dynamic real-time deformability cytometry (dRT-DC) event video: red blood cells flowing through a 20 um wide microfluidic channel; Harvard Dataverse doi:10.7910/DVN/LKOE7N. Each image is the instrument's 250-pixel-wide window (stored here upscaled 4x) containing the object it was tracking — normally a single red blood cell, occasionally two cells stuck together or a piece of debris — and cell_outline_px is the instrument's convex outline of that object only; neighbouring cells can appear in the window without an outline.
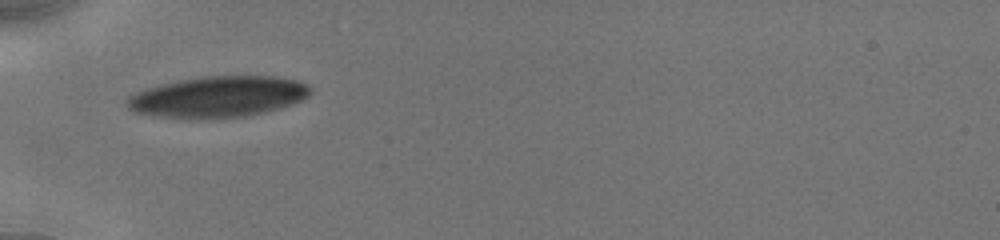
{"species": "human", "species_latin": "Homo sapiens", "temperature_condition": "cold", "stored_images_in_passage": 15, "camera_frame_rate_fps": 3000, "um_per_image_px": 0.085, "donor": {"sex": "male"}, "frame": {"image": 1, "passage_image": 1, "time_ms": 0.0, "image_size_px": [1000, 240], "cell_outline_px": [[312, 92], [308, 96], [292, 104], [280, 108], [264, 112], [244, 116], [188, 120], [132, 112], [128, 108], [128, 96], [136, 92], [160, 84], [180, 80], [204, 76], [276, 76], [296, 80], [308, 84], [312, 88]], "centroid_in_image_um": [18.54, 8.23], "position_along_channel_um": 66.5, "area_um2": 44.04}}
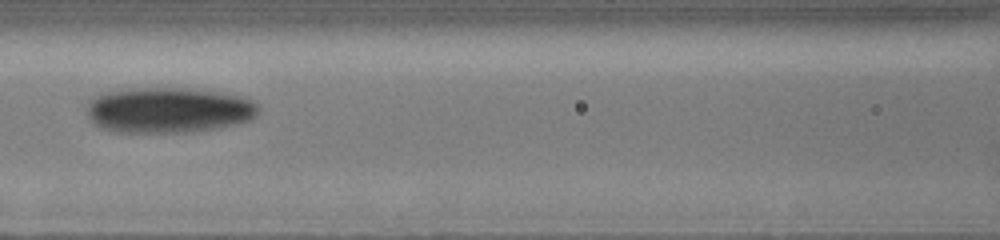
{"frame": {"image": 2, "passage_image": 11, "time_ms": 2.333, "image_size_px": [1000, 240], "cell_outline_px": [[260, 108], [256, 116], [248, 120], [216, 128], [184, 132], [120, 132], [104, 128], [96, 124], [88, 116], [88, 100], [100, 92], [136, 88], [200, 88], [244, 96], [252, 100]], "centroid_in_image_um": [14.34, 9.33], "position_along_channel_um": 152.3, "area_um2": 45.72}}
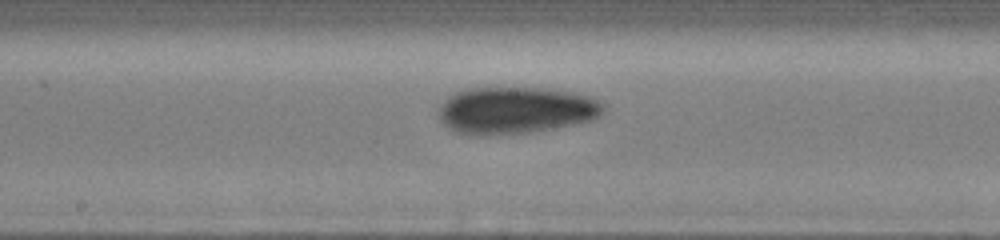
{"frame": {"image": 3, "passage_image": 14, "time_ms": 3.667, "image_size_px": [1000, 240], "cell_outline_px": [[604, 112], [600, 116], [592, 120], [556, 128], [528, 132], [484, 136], [456, 132], [444, 124], [440, 120], [436, 112], [444, 100], [448, 96], [464, 88], [540, 88], [572, 92], [592, 96], [600, 100], [604, 104]], "centroid_in_image_um": [43.83, 9.37], "position_along_channel_um": 204.4, "area_um2": 45.43}}